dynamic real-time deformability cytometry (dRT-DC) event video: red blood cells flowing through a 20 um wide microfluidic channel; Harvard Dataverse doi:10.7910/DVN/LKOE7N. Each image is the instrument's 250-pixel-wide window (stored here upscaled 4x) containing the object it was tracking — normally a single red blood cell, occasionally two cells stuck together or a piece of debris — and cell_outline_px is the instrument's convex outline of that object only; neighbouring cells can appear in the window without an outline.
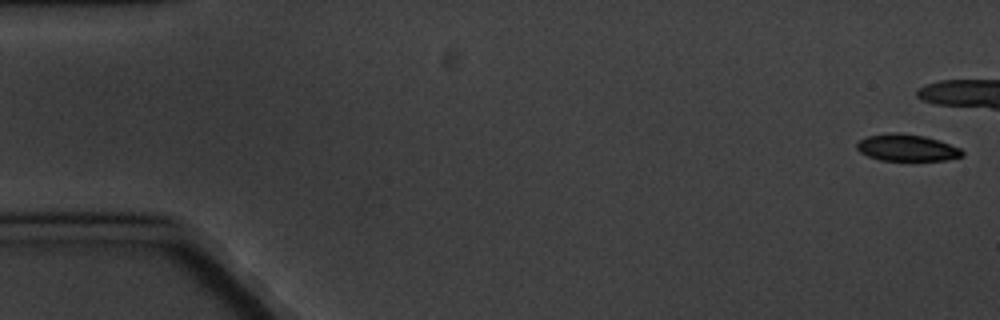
{"species": "common noctule bat (a hibernating species)", "species_latin": "Nyctalus noctula", "temperature_condition": "cold", "stored_images_in_passage": 5, "camera_frame_rate_fps": 3000, "um_per_image_px": 0.085, "animal": {"sex": "male", "body_mass_g": 20.1, "forearm_length_mm": 53.5}, "frame": {"image": 1, "passage_image": 1, "time_ms": 0.0, "image_size_px": [1000, 320], "cell_outline_px": [[964, 156], [944, 160], [880, 160], [868, 156], [860, 152], [856, 148], [856, 144], [860, 140], [868, 136], [892, 132], [896, 132], [924, 136], [960, 148], [964, 152]], "centroid_in_image_um": [77.06, 12.56], "position_along_channel_um": 7.9, "area_um2": 16.24}}